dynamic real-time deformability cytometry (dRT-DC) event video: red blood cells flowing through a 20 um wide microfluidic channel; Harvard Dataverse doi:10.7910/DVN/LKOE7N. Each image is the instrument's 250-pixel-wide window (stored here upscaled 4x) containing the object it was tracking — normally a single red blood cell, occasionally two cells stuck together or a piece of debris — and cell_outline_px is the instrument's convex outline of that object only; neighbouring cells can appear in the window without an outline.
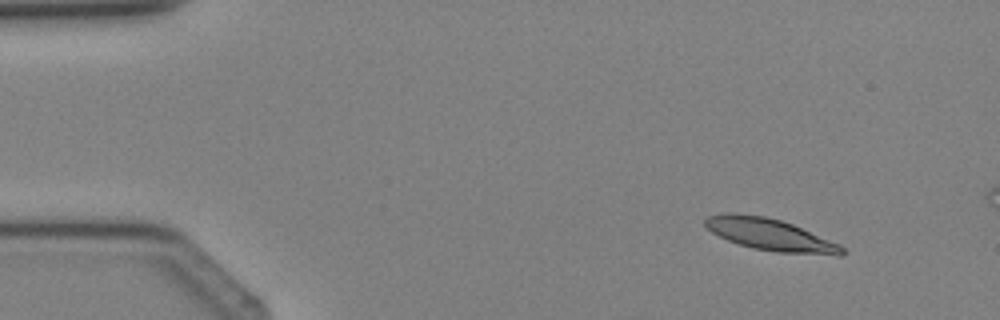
{"species": "Egyptian fruit bat (a non-hibernating species)", "species_latin": "Rousettus aegyptiacus", "temperature_condition": "cold", "stored_images_in_passage": 3, "camera_frame_rate_fps": 3000, "um_per_image_px": 0.085, "animal": {"sex": "female"}, "frame": {"image": 1, "passage_image": 1, "time_ms": 0.0, "image_size_px": [1000, 320], "cell_outline_px": [[848, 252], [840, 256], [836, 256], [776, 252], [752, 248], [728, 240], [712, 232], [704, 224], [704, 220], [708, 216], [724, 212], [736, 212], [764, 216], [780, 220], [792, 224], [840, 244]], "centroid_in_image_um": [65.5, 19.95], "position_along_channel_um": 19.5, "area_um2": 25.66}}